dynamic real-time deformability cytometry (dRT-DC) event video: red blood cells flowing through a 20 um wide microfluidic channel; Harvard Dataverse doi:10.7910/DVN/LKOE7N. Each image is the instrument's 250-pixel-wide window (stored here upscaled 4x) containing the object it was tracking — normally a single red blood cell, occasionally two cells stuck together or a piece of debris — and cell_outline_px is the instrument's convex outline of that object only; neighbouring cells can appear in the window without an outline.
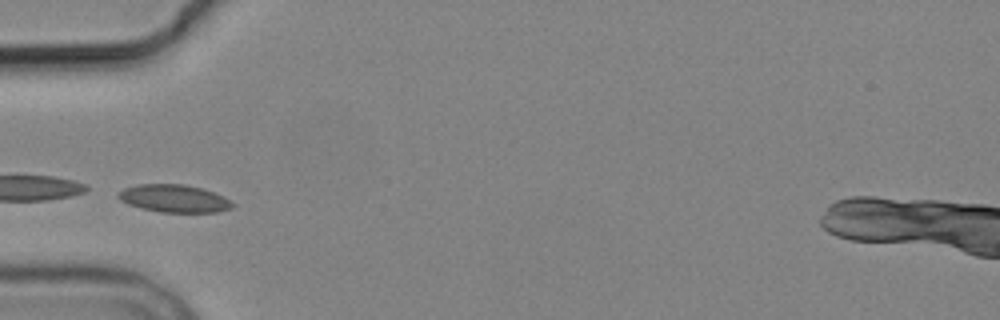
{"species": "common noctule bat (a hibernating species)", "species_latin": "Nyctalus noctula", "temperature_condition": "cold", "stored_images_in_passage": 2, "camera_frame_rate_fps": 3000, "um_per_image_px": 0.085, "animal": {"sex": "male", "body_mass_g": 19.2, "forearm_length_mm": 51.8}, "frame": {"image": 1, "passage_image": 2, "time_ms": 1.667, "image_size_px": [1000, 320], "cell_outline_px": [[236, 204], [232, 208], [216, 212], [160, 212], [140, 208], [128, 204], [120, 200], [116, 196], [124, 188], [136, 184], [184, 184], [204, 188], [224, 196]], "centroid_in_image_um": [14.82, 16.86], "position_along_channel_um": 70.2, "area_um2": 18.61}}